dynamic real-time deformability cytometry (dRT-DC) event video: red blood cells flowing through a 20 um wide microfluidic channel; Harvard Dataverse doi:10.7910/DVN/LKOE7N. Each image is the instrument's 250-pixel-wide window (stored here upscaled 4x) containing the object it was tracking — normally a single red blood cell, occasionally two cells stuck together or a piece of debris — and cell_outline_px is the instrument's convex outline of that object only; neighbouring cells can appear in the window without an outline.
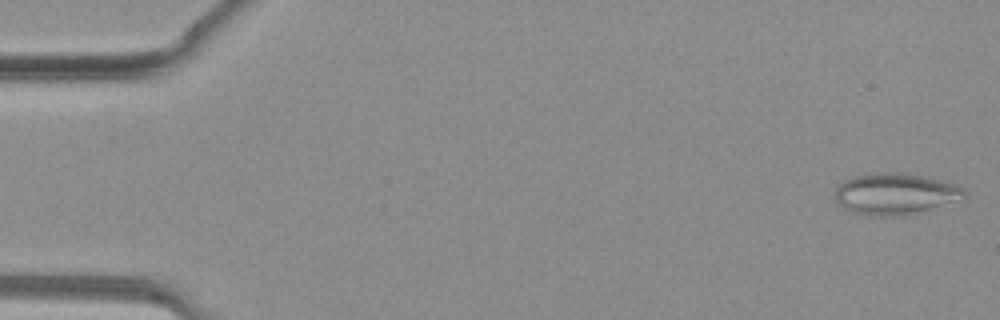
{"species": "common noctule bat (a hibernating species)", "species_latin": "Nyctalus noctula", "temperature_condition": "warm", "stored_images_in_passage": 8, "camera_frame_rate_fps": 3000, "um_per_image_px": 0.085, "animal": {"sex": "female", "body_mass_g": 19.3, "forearm_length_mm": 54.1}, "frame": {"image": 1, "passage_image": 1, "time_ms": 0.0, "image_size_px": [1000, 320], "cell_outline_px": [[968, 196], [964, 200], [912, 216], [864, 216], [852, 212], [844, 208], [832, 196], [836, 188], [844, 180], [856, 176], [876, 172], [892, 172], [924, 176], [940, 180], [964, 188]], "centroid_in_image_um": [76.15, 16.52], "position_along_channel_um": 8.9, "area_um2": 32.08}}